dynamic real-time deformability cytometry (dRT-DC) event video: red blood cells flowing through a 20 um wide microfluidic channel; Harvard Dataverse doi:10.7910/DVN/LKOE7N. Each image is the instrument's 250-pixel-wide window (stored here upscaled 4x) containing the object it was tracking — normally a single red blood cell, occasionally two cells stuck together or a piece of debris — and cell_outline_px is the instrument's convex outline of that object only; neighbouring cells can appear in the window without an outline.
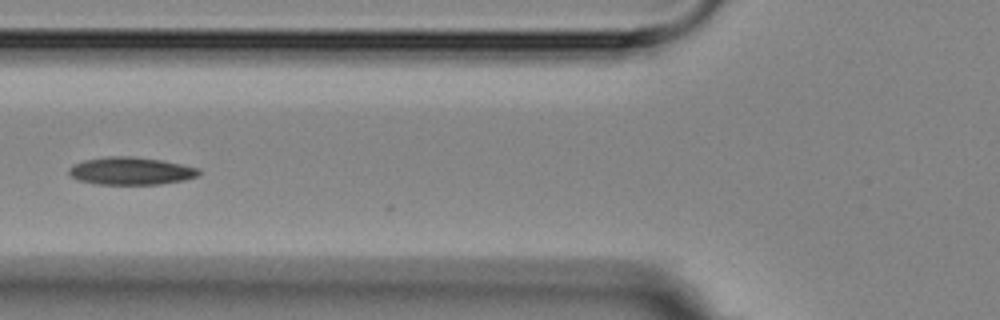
{"species": "Egyptian fruit bat (a non-hibernating species)", "species_latin": "Rousettus aegyptiacus", "temperature_condition": "room temperature", "stored_images_in_passage": 8, "camera_frame_rate_fps": 3000, "um_per_image_px": 0.085, "animal": {"sex": "female"}, "frame": {"image": 1, "passage_image": 6, "time_ms": 6.0, "image_size_px": [1000, 320], "cell_outline_px": [[200, 176], [184, 180], [160, 184], [96, 184], [80, 180], [72, 176], [68, 172], [68, 168], [84, 160], [108, 156], [132, 156], [164, 160], [200, 168]], "centroid_in_image_um": [11.18, 14.52], "position_along_channel_um": 114.6, "area_um2": 20.98}}
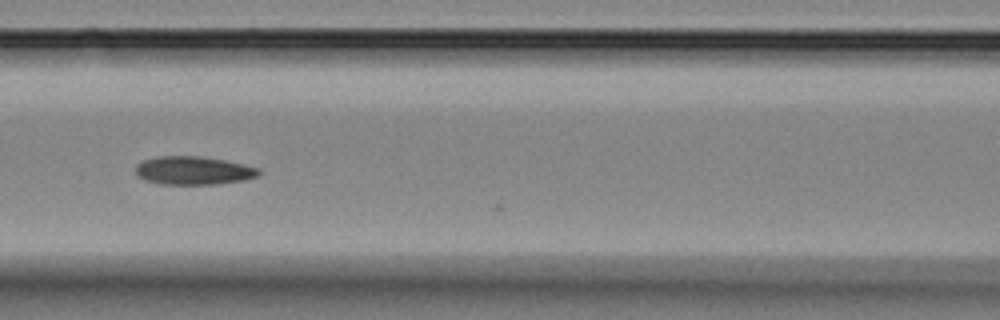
{"frame": {"image": 2, "passage_image": 7, "time_ms": 7.0, "image_size_px": [1000, 320], "cell_outline_px": [[260, 172], [256, 176], [244, 180], [216, 184], [160, 184], [144, 180], [136, 176], [136, 164], [144, 160], [156, 156], [200, 156], [224, 160], [244, 164], [260, 168]], "centroid_in_image_um": [16.41, 14.49], "position_along_channel_um": 150.2, "area_um2": 20.4}}